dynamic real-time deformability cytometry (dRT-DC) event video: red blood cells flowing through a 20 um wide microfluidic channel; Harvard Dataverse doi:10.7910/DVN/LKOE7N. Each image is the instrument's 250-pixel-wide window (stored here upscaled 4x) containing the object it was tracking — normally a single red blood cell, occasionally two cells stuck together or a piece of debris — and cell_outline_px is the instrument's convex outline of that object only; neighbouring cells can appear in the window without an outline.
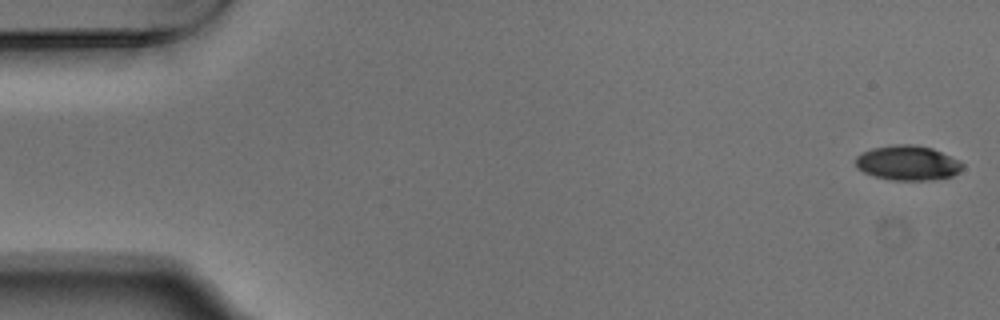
{"species": "Egyptian fruit bat (a non-hibernating species)", "species_latin": "Rousettus aegyptiacus", "temperature_condition": "warm", "stored_images_in_passage": 9, "camera_frame_rate_fps": 3000, "um_per_image_px": 0.085, "animal": {"sex": "male"}, "frame": {"image": 1, "passage_image": 1, "time_ms": 0.0, "image_size_px": [1000, 320], "cell_outline_px": [[964, 168], [952, 176], [928, 180], [892, 180], [876, 176], [864, 172], [856, 168], [856, 156], [872, 148], [896, 144], [912, 144], [932, 148], [964, 164]], "centroid_in_image_um": [77.13, 13.85], "position_along_channel_um": 7.9, "area_um2": 21.39}}